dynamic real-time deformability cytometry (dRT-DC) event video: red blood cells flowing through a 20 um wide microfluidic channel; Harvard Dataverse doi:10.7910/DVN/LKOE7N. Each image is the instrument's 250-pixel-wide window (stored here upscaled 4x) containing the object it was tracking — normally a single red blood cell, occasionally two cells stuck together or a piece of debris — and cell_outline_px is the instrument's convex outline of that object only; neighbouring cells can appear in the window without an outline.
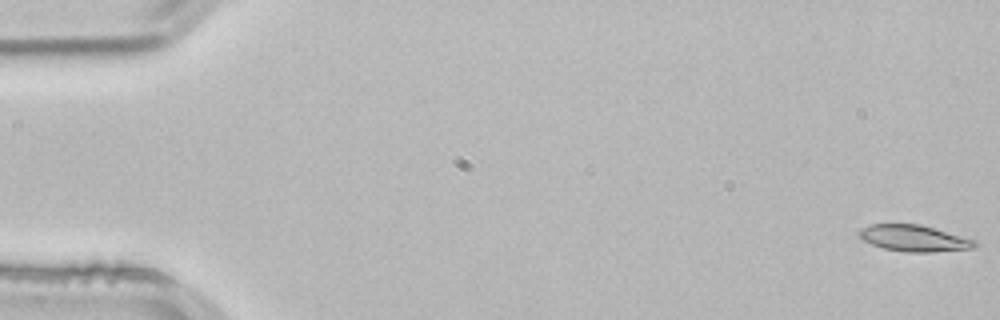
{"species": "common noctule bat (a hibernating species)", "species_latin": "Nyctalus noctula", "temperature_condition": "room temperature", "stored_images_in_passage": 53, "camera_frame_rate_fps": 3000, "um_per_image_px": 0.085, "animal": {"sex": "male", "body_mass_g": 21.5, "forearm_length_mm": 52.0}, "frame": {"image": 1, "passage_image": 1, "time_ms": 0.0, "image_size_px": [1000, 320], "cell_outline_px": [[976, 244], [972, 248], [932, 252], [904, 252], [884, 248], [872, 244], [864, 240], [860, 236], [860, 228], [872, 224], [920, 224], [976, 240]], "centroid_in_image_um": [77.69, 20.25], "position_along_channel_um": 7.3, "area_um2": 17.51}}
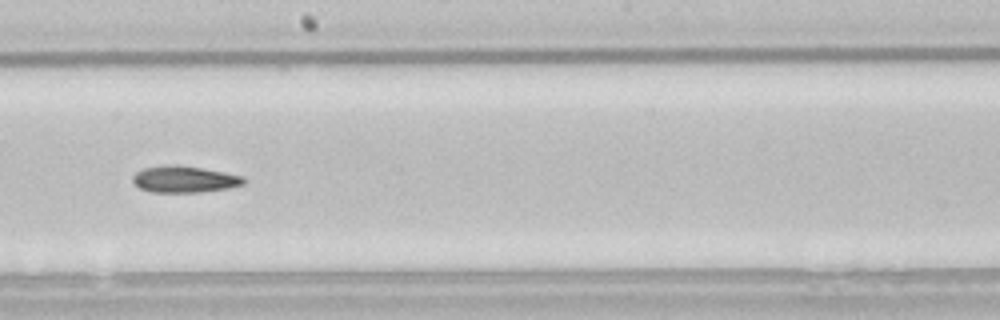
{"frame": {"image": 2, "passage_image": 30, "time_ms": 9.667, "image_size_px": [1000, 320], "cell_outline_px": [[244, 184], [228, 188], [200, 192], [152, 192], [140, 188], [132, 180], [132, 176], [136, 172], [144, 168], [168, 164], [176, 164], [224, 172], [244, 176]], "centroid_in_image_um": [15.66, 15.23], "position_along_channel_um": 232.5, "area_um2": 17.11}}
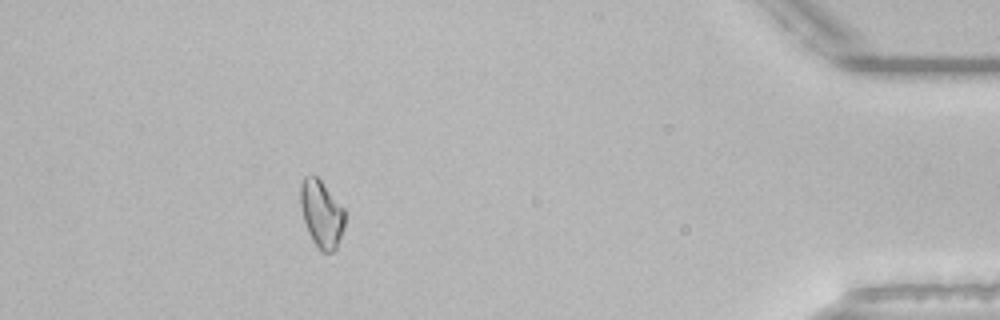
{"frame": {"image": 3, "passage_image": 48, "time_ms": 15.667, "image_size_px": [1000, 320], "cell_outline_px": [[344, 228], [336, 248], [332, 252], [320, 252], [312, 240], [308, 232], [304, 220], [300, 204], [300, 184], [304, 176], [316, 176], [320, 180], [344, 208]], "centroid_in_image_um": [27.32, 18.19], "position_along_channel_um": 407.9, "area_um2": 17.28}}